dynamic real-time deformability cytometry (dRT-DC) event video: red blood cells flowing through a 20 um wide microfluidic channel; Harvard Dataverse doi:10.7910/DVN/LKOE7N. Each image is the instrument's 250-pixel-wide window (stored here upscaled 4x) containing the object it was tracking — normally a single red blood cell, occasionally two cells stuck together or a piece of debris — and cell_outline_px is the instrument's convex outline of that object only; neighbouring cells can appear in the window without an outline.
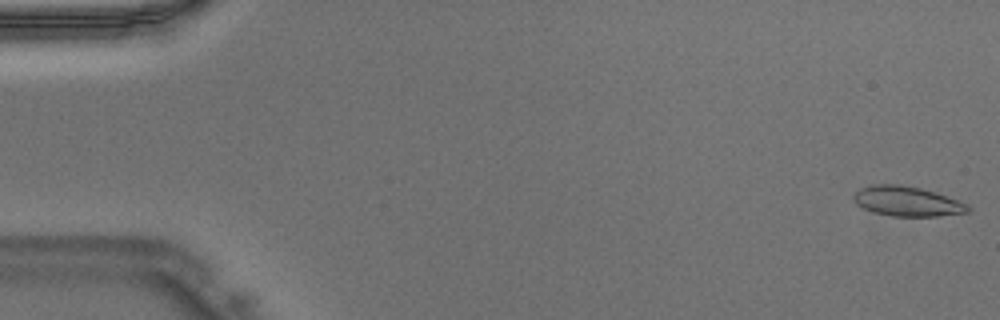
{"species": "Egyptian fruit bat (a non-hibernating species)", "species_latin": "Rousettus aegyptiacus", "temperature_condition": "warm", "stored_images_in_passage": 12, "camera_frame_rate_fps": 3000, "um_per_image_px": 0.085, "animal": {"sex": "male"}, "frame": {"image": 1, "passage_image": 1, "time_ms": 0.0, "image_size_px": [1000, 320], "cell_outline_px": [[972, 208], [968, 212], [936, 216], [892, 216], [872, 212], [856, 204], [852, 200], [852, 196], [860, 188], [872, 184], [900, 184], [920, 188], [936, 192], [968, 204]], "centroid_in_image_um": [77.08, 17.1], "position_along_channel_um": 7.9, "area_um2": 20.0}}